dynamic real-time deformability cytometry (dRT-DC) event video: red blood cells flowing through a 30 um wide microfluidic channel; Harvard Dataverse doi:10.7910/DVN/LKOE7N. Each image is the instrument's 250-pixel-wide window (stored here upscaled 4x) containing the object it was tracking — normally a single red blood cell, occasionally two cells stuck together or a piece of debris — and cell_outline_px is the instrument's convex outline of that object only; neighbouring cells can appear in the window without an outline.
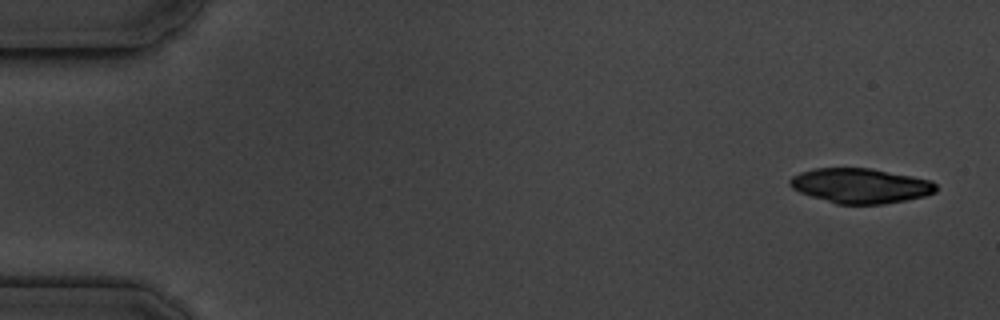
{"species": "common noctule bat (a hibernating species)", "species_latin": "Nyctalus noctula", "temperature_condition": "cold", "stored_images_in_passage": 5, "camera_frame_rate_fps": 3000, "um_per_image_px": 0.085, "animal": {"sex": "male", "body_mass_g": 19.5, "forearm_length_mm": 54.6}, "frame": {"image": 1, "passage_image": 1, "time_ms": 0.0, "image_size_px": [1000, 320], "cell_outline_px": [[936, 192], [924, 196], [884, 204], [836, 204], [800, 192], [792, 188], [788, 184], [788, 180], [792, 176], [800, 172], [812, 168], [872, 168], [932, 180], [936, 184]], "centroid_in_image_um": [73.12, 15.78], "position_along_channel_um": 11.9, "area_um2": 29.77}}